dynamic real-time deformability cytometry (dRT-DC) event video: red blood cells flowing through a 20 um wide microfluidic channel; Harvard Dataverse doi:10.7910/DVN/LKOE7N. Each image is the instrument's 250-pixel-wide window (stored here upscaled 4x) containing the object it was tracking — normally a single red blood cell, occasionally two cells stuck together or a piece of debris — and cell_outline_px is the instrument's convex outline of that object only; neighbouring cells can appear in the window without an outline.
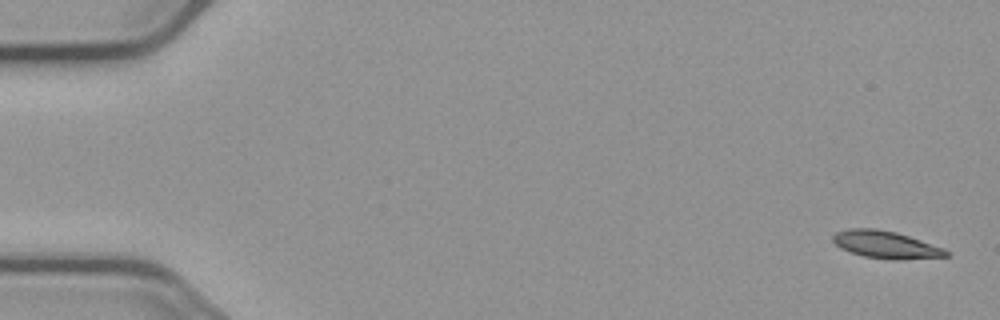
{"species": "common noctule bat (a hibernating species)", "species_latin": "Nyctalus noctula", "temperature_condition": "cold", "stored_images_in_passage": 55, "camera_frame_rate_fps": 3000, "um_per_image_px": 0.085, "animal": {"sex": "male", "body_mass_g": 23.1, "forearm_length_mm": 52.7}, "frame": {"image": 1, "passage_image": 1, "time_ms": 0.0, "image_size_px": [1000, 320], "cell_outline_px": [[948, 256], [900, 260], [892, 260], [864, 256], [840, 248], [832, 240], [832, 236], [836, 232], [848, 228], [876, 228], [896, 232], [944, 248], [948, 252]], "centroid_in_image_um": [75.27, 20.79], "position_along_channel_um": 9.7, "area_um2": 17.98}}
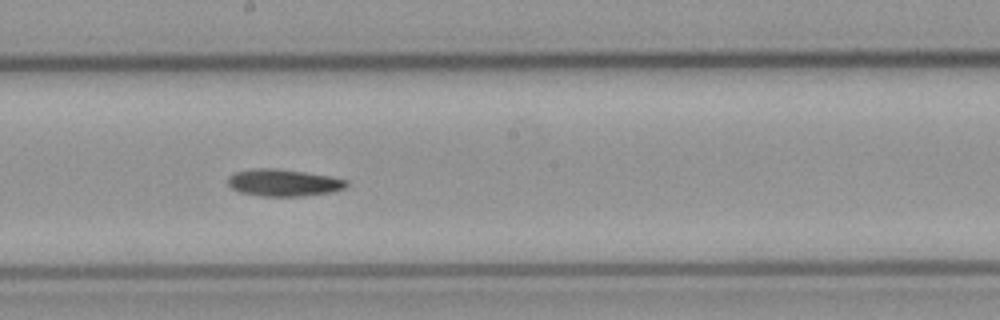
{"frame": {"image": 2, "passage_image": 30, "time_ms": 9.667, "image_size_px": [1000, 320], "cell_outline_px": [[348, 184], [344, 188], [332, 192], [304, 196], [260, 196], [240, 192], [232, 188], [228, 184], [228, 176], [236, 172], [252, 168], [272, 168], [304, 172], [332, 176], [348, 180]], "centroid_in_image_um": [24.11, 15.53], "position_along_channel_um": 224.1, "area_um2": 18.73}}
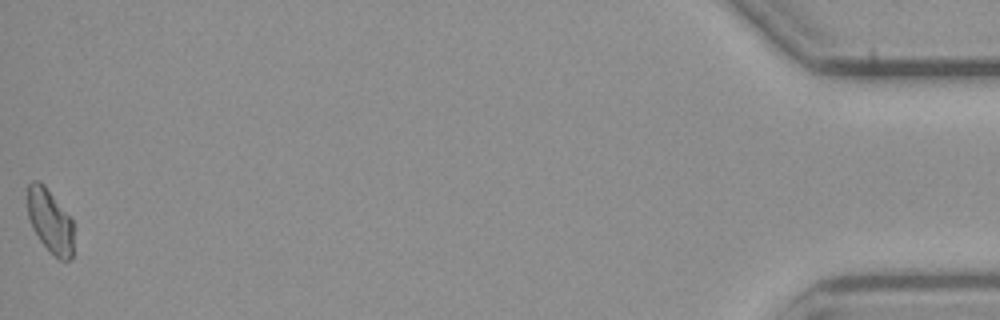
{"frame": {"image": 3, "passage_image": 55, "time_ms": 18.0, "image_size_px": [1000, 320], "cell_outline_px": [[72, 256], [68, 260], [60, 260], [40, 240], [32, 228], [28, 216], [28, 184], [32, 180], [40, 180], [44, 184], [72, 220]], "centroid_in_image_um": [4.23, 18.75], "position_along_channel_um": 431.0, "area_um2": 16.76}, "authors_computed_cell_mechanics": {"area_um2": 18.0336, "velocity_mm_per_s": 3.7057, "shape_relaxation_time_tau1_ms": 8.7489, "shape_relaxation_time_tau2_ms": null, "deformation_change_tau1": 0.1417, "deformation_change_tau2": null}}